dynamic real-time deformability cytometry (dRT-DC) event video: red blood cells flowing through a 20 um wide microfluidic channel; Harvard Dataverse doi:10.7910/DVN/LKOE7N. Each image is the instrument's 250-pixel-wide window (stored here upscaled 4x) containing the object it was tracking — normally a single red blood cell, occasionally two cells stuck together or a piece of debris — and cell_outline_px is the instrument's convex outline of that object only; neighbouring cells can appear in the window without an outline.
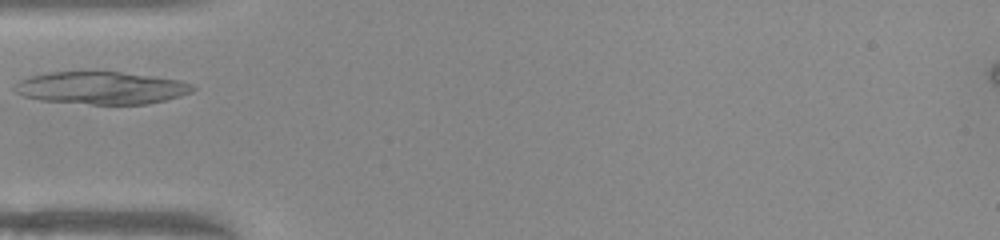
{"species": "common noctule bat (a hibernating species)", "species_latin": "Nyctalus noctula", "temperature_condition": "warm", "stored_images_in_passage": 16, "camera_frame_rate_fps": 3000, "um_per_image_px": 0.085, "animal": {"sex": "female", "body_mass_g": 22.0, "forearm_length_mm": 56.7}, "frame": {"image": 1, "passage_image": 1, "time_ms": 0.0, "image_size_px": [1000, 240], "cell_outline_px": [[196, 88], [192, 92], [180, 96], [148, 104], [92, 104], [40, 100], [24, 96], [12, 92], [12, 84], [16, 80], [28, 76], [48, 72], [120, 72], [152, 76], [180, 80], [192, 84]], "centroid_in_image_um": [8.54, 7.47], "position_along_channel_um": 76.5, "area_um2": 33.99}}
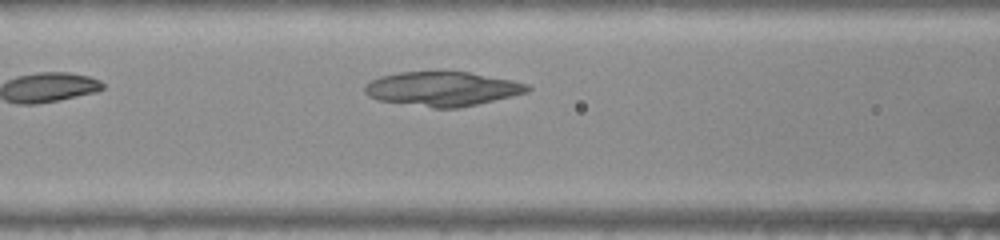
{"frame": {"image": 2, "passage_image": 5, "time_ms": 1.333, "image_size_px": [1000, 240], "cell_outline_px": [[532, 88], [528, 92], [512, 96], [460, 108], [432, 108], [376, 100], [368, 96], [364, 92], [364, 84], [368, 80], [380, 76], [400, 72], [468, 72], [512, 80], [528, 84]], "centroid_in_image_um": [37.56, 7.56], "position_along_channel_um": 129.0, "area_um2": 32.77}}
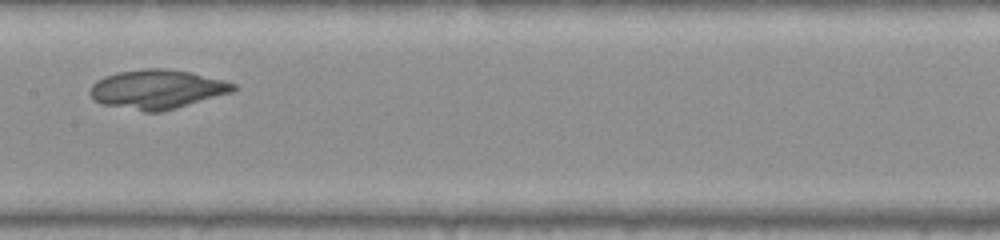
{"frame": {"image": 3, "passage_image": 10, "time_ms": 3.0, "image_size_px": [1000, 240], "cell_outline_px": [[240, 88], [232, 92], [176, 108], [160, 112], [144, 112], [104, 104], [92, 100], [88, 92], [92, 84], [96, 80], [104, 76], [120, 72], [144, 68], [164, 68], [192, 72], [224, 80], [236, 84]], "centroid_in_image_um": [13.35, 7.58], "position_along_channel_um": 194.0, "area_um2": 32.89}}